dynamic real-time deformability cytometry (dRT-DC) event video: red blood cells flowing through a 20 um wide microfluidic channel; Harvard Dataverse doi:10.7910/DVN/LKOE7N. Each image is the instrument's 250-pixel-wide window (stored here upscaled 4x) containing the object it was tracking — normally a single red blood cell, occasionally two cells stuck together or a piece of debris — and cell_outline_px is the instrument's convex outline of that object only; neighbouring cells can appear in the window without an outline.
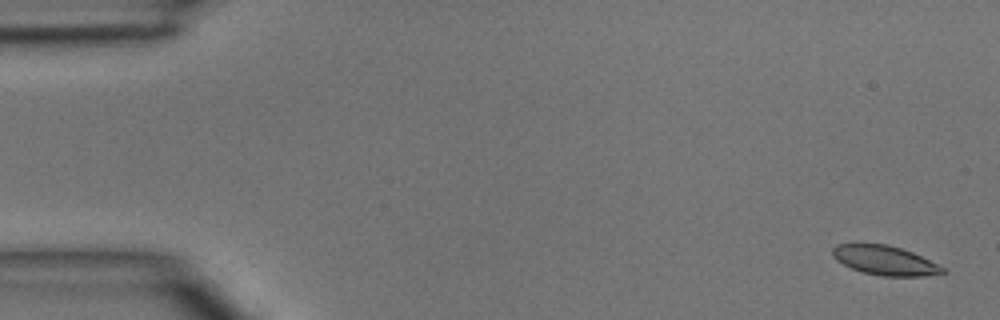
{"species": "common noctule bat (a hibernating species)", "species_latin": "Nyctalus noctula", "temperature_condition": "room temperature", "stored_images_in_passage": 6, "camera_frame_rate_fps": 3000, "um_per_image_px": 0.085, "animal": {"sex": "male", "body_mass_g": 15.6}, "frame": {"image": 1, "passage_image": 1, "time_ms": 0.0, "image_size_px": [1000, 320], "cell_outline_px": [[948, 272], [924, 276], [884, 276], [864, 272], [852, 268], [836, 260], [832, 256], [832, 248], [836, 244], [888, 244], [912, 252], [944, 268]], "centroid_in_image_um": [75.19, 22.13], "position_along_channel_um": 9.8, "area_um2": 18.55}}
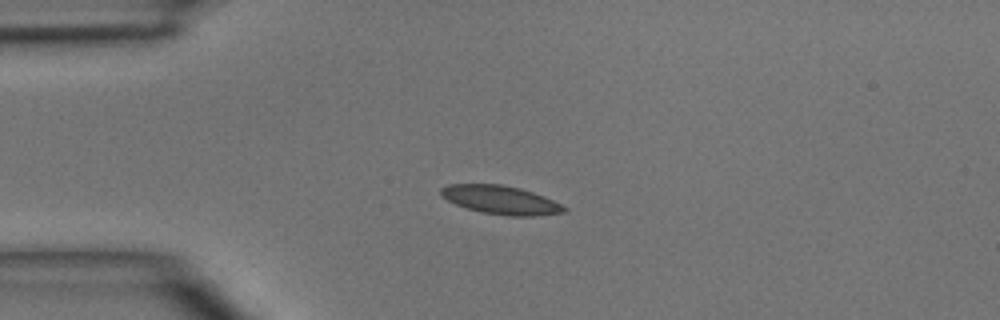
{"frame": {"image": 2, "passage_image": 3, "time_ms": 3.333, "image_size_px": [1000, 320], "cell_outline_px": [[568, 212], [536, 216], [508, 216], [484, 212], [468, 208], [456, 204], [440, 196], [440, 188], [448, 184], [500, 184], [520, 188], [544, 196], [568, 208]], "centroid_in_image_um": [42.58, 16.99], "position_along_channel_um": 42.4, "area_um2": 20.46}}
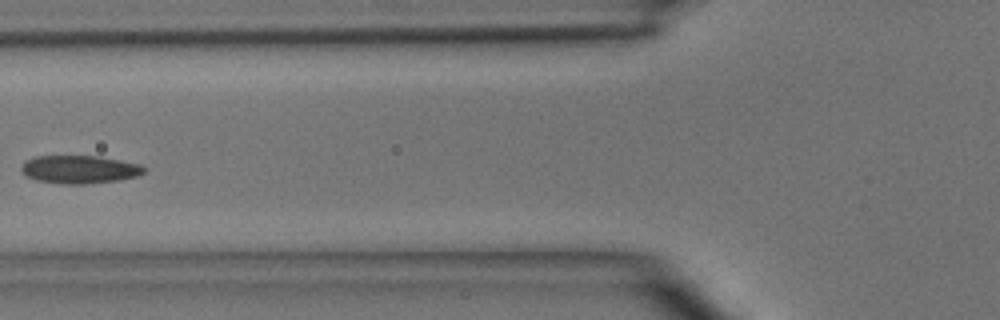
{"frame": {"image": 3, "passage_image": 5, "time_ms": 5.667, "image_size_px": [1000, 320], "cell_outline_px": [[148, 168], [144, 172], [136, 176], [120, 180], [84, 184], [64, 184], [36, 180], [28, 176], [20, 168], [24, 160], [36, 156], [100, 156], [140, 164]], "centroid_in_image_um": [6.78, 14.39], "position_along_channel_um": 119.0, "area_um2": 20.11}}